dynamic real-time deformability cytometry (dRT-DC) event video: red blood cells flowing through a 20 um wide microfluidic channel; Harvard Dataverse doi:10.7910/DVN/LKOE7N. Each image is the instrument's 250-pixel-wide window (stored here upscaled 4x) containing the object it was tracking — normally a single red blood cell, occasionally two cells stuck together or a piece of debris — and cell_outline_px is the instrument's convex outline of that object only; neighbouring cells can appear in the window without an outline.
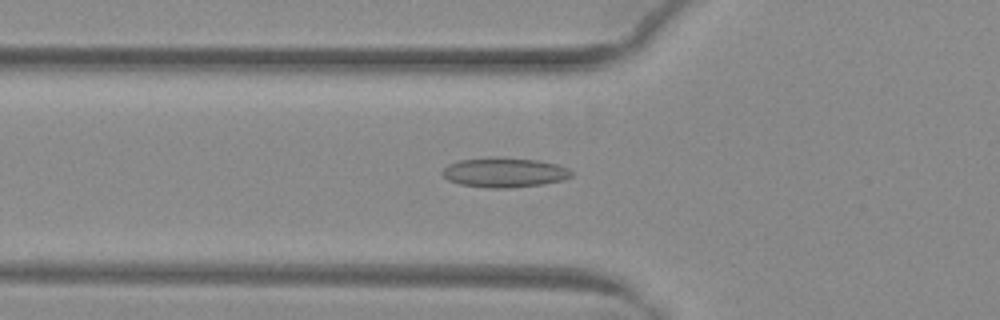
{"species": "common noctule bat (a hibernating species)", "species_latin": "Nyctalus noctula", "temperature_condition": "warm", "stored_images_in_passage": 48, "camera_frame_rate_fps": 3000, "um_per_image_px": 0.085, "animal": {"sex": "female", "body_mass_g": 29.2, "forearm_length_mm": 56.3}, "frame": {"image": 1, "passage_image": 15, "time_ms": 4.667, "image_size_px": [1000, 320], "cell_outline_px": [[572, 176], [564, 180], [544, 184], [508, 188], [488, 188], [460, 184], [448, 180], [440, 172], [448, 164], [460, 160], [536, 160], [556, 164], [568, 168], [572, 172]], "centroid_in_image_um": [42.9, 14.72], "position_along_channel_um": 82.9, "area_um2": 21.39}}
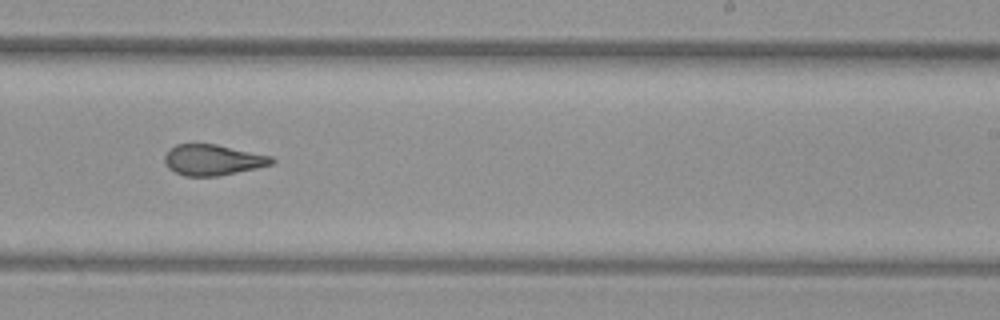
{"frame": {"image": 2, "passage_image": 29, "time_ms": 9.333, "image_size_px": [1000, 320], "cell_outline_px": [[276, 160], [272, 164], [256, 168], [216, 176], [184, 176], [168, 168], [164, 164], [164, 156], [168, 148], [176, 144], [216, 144], [272, 156]], "centroid_in_image_um": [18.05, 13.58], "position_along_channel_um": 270.9, "area_um2": 19.25}}
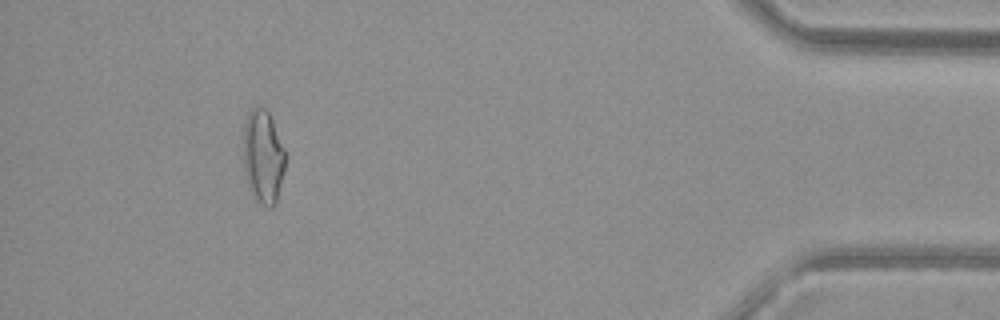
{"frame": {"image": 3, "passage_image": 44, "time_ms": 14.333, "image_size_px": [1000, 320], "cell_outline_px": [[288, 156], [276, 204], [272, 208], [268, 208], [260, 204], [256, 200], [244, 172], [244, 124], [248, 112], [256, 104], [264, 108], [268, 112], [288, 152]], "centroid_in_image_um": [22.41, 13.3], "position_along_channel_um": 412.8, "area_um2": 23.41}, "authors_computed_cell_mechanics": {"area_um2": 20.6924, "velocity_mm_per_s": 4.0242, "shape_relaxation_time_tau1_ms": null, "shape_relaxation_time_tau2_ms": 1.6208, "deformation_change_tau1": null, "deformation_change_tau2": 0.0877}}